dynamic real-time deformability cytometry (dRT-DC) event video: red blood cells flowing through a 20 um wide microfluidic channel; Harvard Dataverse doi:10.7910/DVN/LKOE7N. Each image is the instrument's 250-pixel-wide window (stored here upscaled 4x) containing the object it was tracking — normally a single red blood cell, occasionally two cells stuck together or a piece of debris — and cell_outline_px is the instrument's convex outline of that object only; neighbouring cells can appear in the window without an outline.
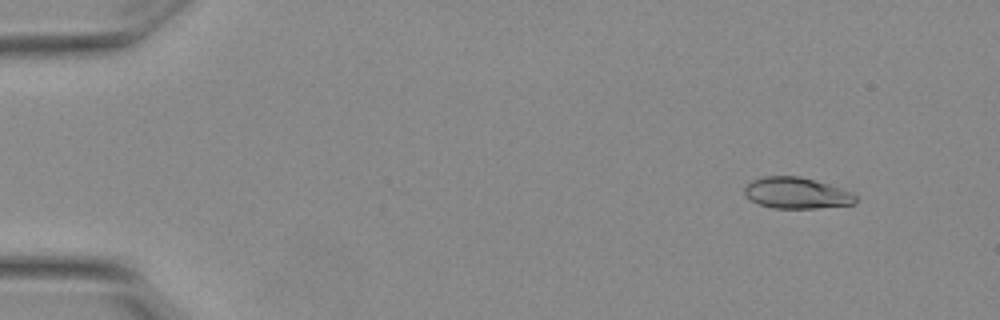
{"species": "Egyptian fruit bat (a non-hibernating species)", "species_latin": "Rousettus aegyptiacus", "temperature_condition": "warm", "stored_images_in_passage": 5, "camera_frame_rate_fps": 3000, "um_per_image_px": 0.085, "animal": {"sex": "female"}, "frame": {"image": 1, "passage_image": 2, "time_ms": 0.333, "image_size_px": [1000, 320], "cell_outline_px": [[856, 200], [852, 204], [816, 208], [772, 208], [760, 204], [752, 200], [744, 192], [744, 188], [752, 180], [764, 176], [800, 176], [828, 184], [840, 188], [856, 196]], "centroid_in_image_um": [67.68, 16.4], "position_along_channel_um": 17.3, "area_um2": 19.83}}
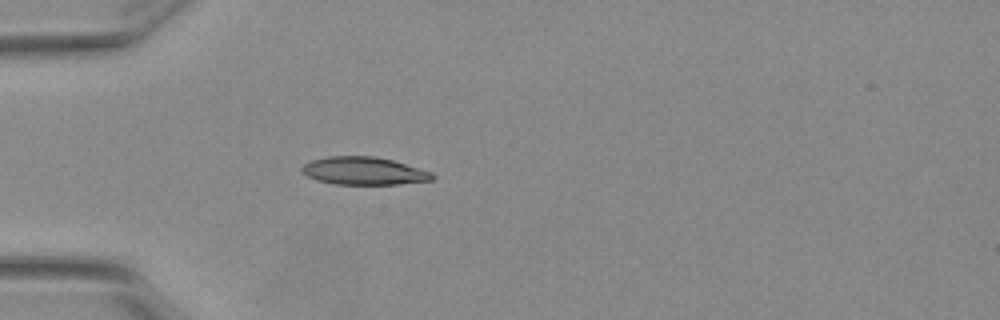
{"frame": {"image": 2, "passage_image": 5, "time_ms": 1.333, "image_size_px": [1000, 320], "cell_outline_px": [[436, 176], [432, 180], [400, 184], [336, 184], [320, 180], [308, 176], [300, 172], [300, 168], [304, 164], [312, 160], [328, 156], [376, 156], [392, 160], [432, 172]], "centroid_in_image_um": [30.93, 14.52], "position_along_channel_um": 54.1, "area_um2": 21.04}}